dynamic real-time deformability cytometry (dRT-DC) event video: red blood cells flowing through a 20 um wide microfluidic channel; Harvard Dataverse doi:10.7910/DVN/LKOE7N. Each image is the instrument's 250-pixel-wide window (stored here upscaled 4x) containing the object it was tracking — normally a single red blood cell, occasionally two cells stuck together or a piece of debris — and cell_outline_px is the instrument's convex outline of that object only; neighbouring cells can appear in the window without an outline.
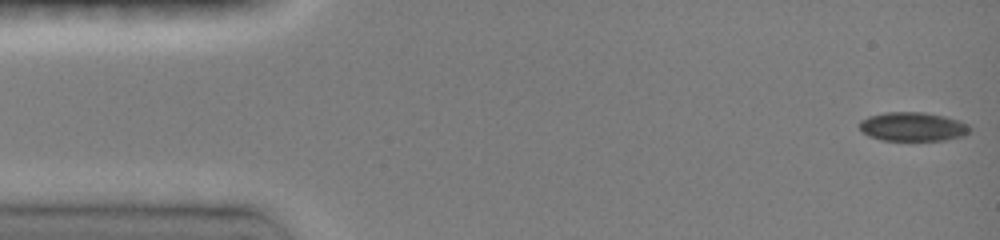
{"species": "common noctule bat (a hibernating species)", "species_latin": "Nyctalus noctula", "temperature_condition": "room temperature", "stored_images_in_passage": 14, "camera_frame_rate_fps": 3000, "um_per_image_px": 0.085, "animal": {"sex": "female", "body_mass_g": 19.0, "forearm_length_mm": 51.5}, "frame": {"image": 1, "passage_image": 1, "time_ms": 0.0, "image_size_px": [1000, 240], "cell_outline_px": [[968, 132], [960, 136], [944, 140], [884, 140], [868, 136], [860, 128], [860, 120], [868, 116], [884, 112], [924, 112], [944, 116], [968, 124]], "centroid_in_image_um": [77.53, 10.75], "position_along_channel_um": 7.5, "area_um2": 18.32}}
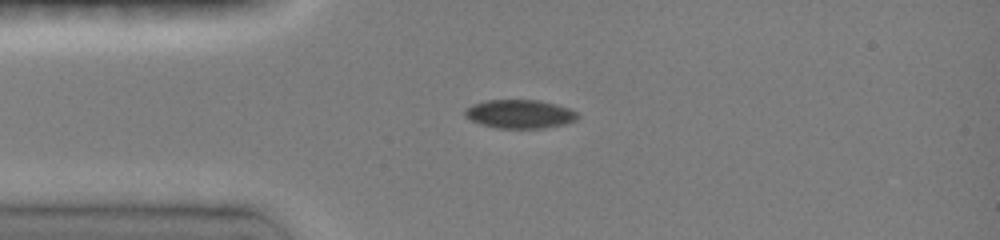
{"frame": {"image": 2, "passage_image": 7, "time_ms": 3.333, "image_size_px": [1000, 240], "cell_outline_px": [[580, 116], [576, 120], [564, 124], [544, 128], [496, 128], [480, 124], [464, 116], [464, 108], [472, 104], [488, 100], [540, 100], [556, 104], [568, 108], [576, 112]], "centroid_in_image_um": [44.16, 9.69], "position_along_channel_um": 40.8, "area_um2": 18.9}}
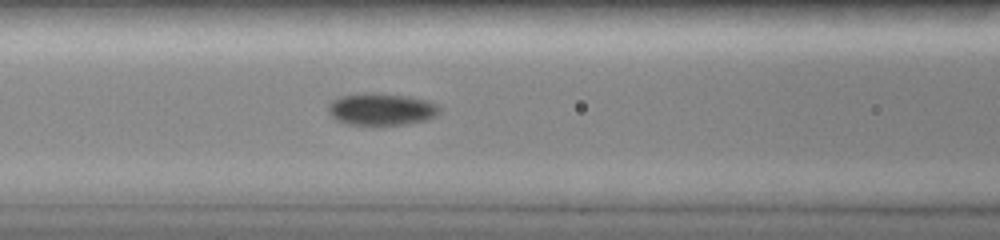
{"frame": {"image": 3, "passage_image": 12, "time_ms": 6.0, "image_size_px": [1000, 240], "cell_outline_px": [[440, 112], [436, 116], [424, 120], [384, 128], [372, 128], [348, 124], [336, 120], [328, 112], [328, 104], [332, 100], [340, 96], [364, 92], [372, 92], [408, 96], [424, 100], [436, 104], [440, 108]], "centroid_in_image_um": [32.36, 9.33], "position_along_channel_um": 134.2, "area_um2": 21.68}}